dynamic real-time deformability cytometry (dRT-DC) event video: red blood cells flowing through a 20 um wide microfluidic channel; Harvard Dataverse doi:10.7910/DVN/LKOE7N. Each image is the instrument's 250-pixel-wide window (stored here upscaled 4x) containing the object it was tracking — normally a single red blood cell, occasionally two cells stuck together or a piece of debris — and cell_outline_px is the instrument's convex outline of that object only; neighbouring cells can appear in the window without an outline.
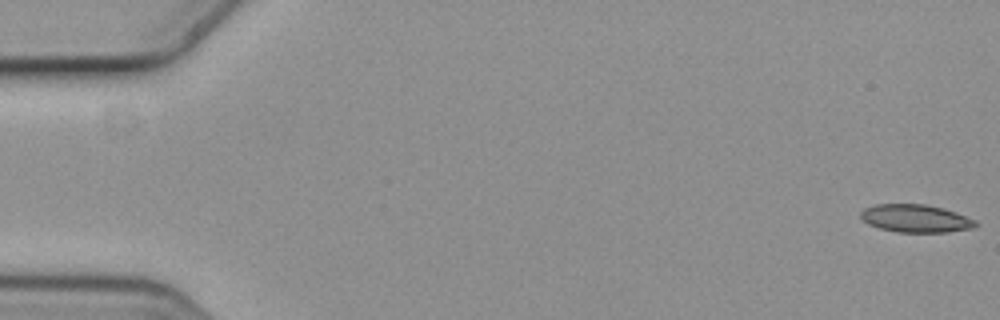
{"species": "common noctule bat (a hibernating species)", "species_latin": "Nyctalus noctula", "temperature_condition": "cold", "stored_images_in_passage": 7, "camera_frame_rate_fps": 3000, "um_per_image_px": 0.085, "animal": {"sex": "female", "body_mass_g": 19.3, "forearm_length_mm": 54.1}, "frame": {"image": 1, "passage_image": 1, "time_ms": 0.0, "image_size_px": [1000, 320], "cell_outline_px": [[980, 224], [976, 228], [948, 232], [896, 232], [880, 228], [868, 224], [860, 216], [860, 212], [864, 208], [876, 204], [924, 204], [944, 208], [956, 212], [976, 220]], "centroid_in_image_um": [77.88, 18.57], "position_along_channel_um": 7.1, "area_um2": 18.84}}
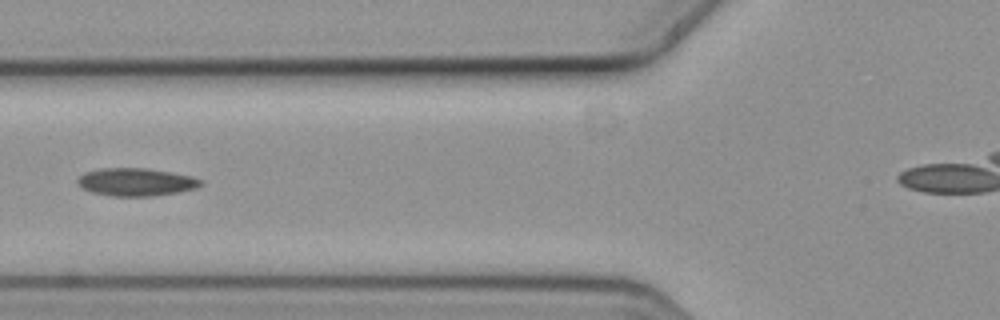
{"frame": {"image": 2, "passage_image": 7, "time_ms": 2.0, "image_size_px": [1000, 320], "cell_outline_px": [[204, 184], [196, 188], [176, 192], [152, 196], [112, 196], [92, 192], [84, 188], [76, 180], [84, 172], [100, 168], [148, 168], [172, 172], [192, 176], [200, 180]], "centroid_in_image_um": [11.57, 15.46], "position_along_channel_um": 114.2, "area_um2": 19.88}}